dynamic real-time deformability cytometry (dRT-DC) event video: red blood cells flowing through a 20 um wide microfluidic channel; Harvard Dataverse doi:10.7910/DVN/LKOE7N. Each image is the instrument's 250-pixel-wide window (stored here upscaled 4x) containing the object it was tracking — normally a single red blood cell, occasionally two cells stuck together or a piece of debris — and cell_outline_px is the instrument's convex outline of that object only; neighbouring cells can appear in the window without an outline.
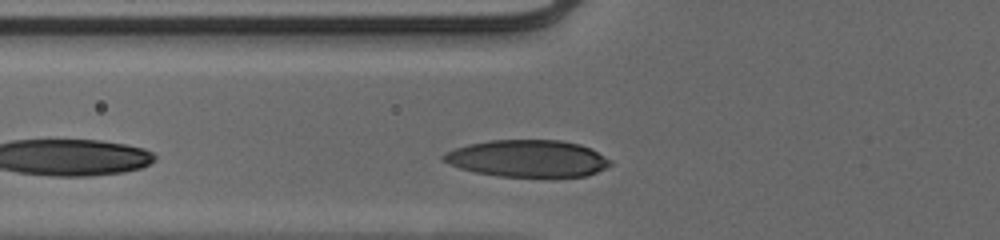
{"species": "human", "species_latin": "Homo sapiens", "temperature_condition": "cold", "stored_images_in_passage": 19, "camera_frame_rate_fps": 3000, "um_per_image_px": 0.085, "donor": {"sex": "male"}, "frame": {"image": 1, "passage_image": 5, "time_ms": 1.333, "image_size_px": [1000, 240], "cell_outline_px": [[612, 164], [588, 176], [496, 176], [476, 172], [460, 168], [448, 164], [440, 156], [444, 152], [468, 144], [488, 140], [560, 140], [580, 144], [604, 156]], "centroid_in_image_um": [44.79, 13.46], "position_along_channel_um": 81.0, "area_um2": 35.66}}
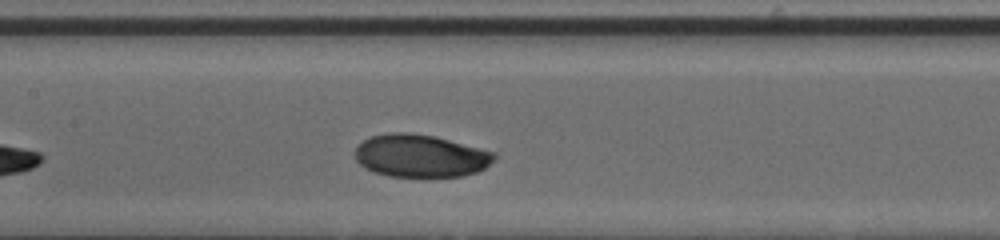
{"frame": {"image": 2, "passage_image": 12, "time_ms": 3.667, "image_size_px": [1000, 240], "cell_outline_px": [[496, 156], [484, 168], [476, 172], [464, 176], [424, 180], [388, 176], [372, 172], [364, 168], [356, 160], [356, 148], [364, 140], [372, 136], [388, 132], [412, 132], [436, 136], [496, 152]], "centroid_in_image_um": [35.75, 13.29], "position_along_channel_um": 171.7, "area_um2": 35.78}}
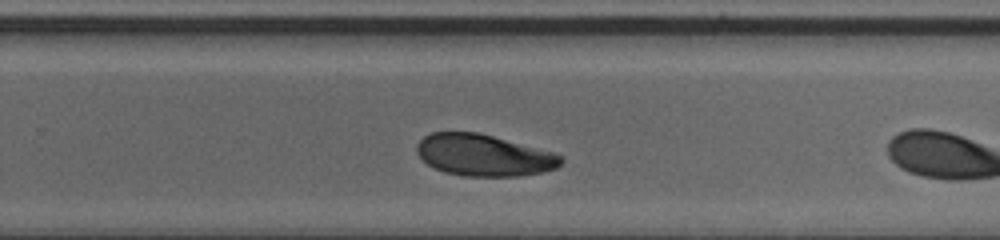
{"frame": {"image": 3, "passage_image": 18, "time_ms": 5.667, "image_size_px": [1000, 240], "cell_outline_px": [[564, 160], [556, 168], [544, 172], [520, 176], [464, 176], [444, 172], [432, 168], [416, 152], [416, 144], [424, 136], [432, 132], [480, 132], [552, 152], [564, 156]], "centroid_in_image_um": [41.12, 13.19], "position_along_channel_um": 288.7, "area_um2": 35.14}}